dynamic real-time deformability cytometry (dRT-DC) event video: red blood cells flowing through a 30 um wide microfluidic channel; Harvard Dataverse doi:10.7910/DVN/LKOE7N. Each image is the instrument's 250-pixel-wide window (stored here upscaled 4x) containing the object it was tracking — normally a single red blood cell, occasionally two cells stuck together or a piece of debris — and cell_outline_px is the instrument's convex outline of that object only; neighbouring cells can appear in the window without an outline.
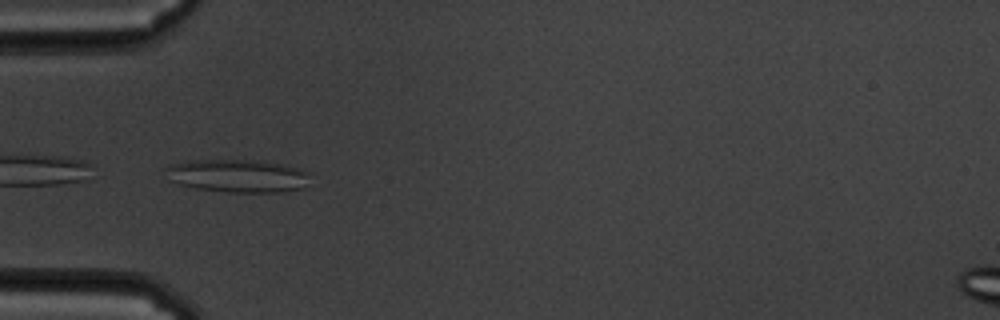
{"species": "common noctule bat (a hibernating species)", "species_latin": "Nyctalus noctula", "temperature_condition": "cold", "stored_images_in_passage": 56, "camera_frame_rate_fps": 3000, "um_per_image_px": 0.085, "animal": {"sex": "male", "body_mass_g": 19.5, "forearm_length_mm": 54.6}, "frame": {"image": 1, "passage_image": 17, "time_ms": 5.333, "image_size_px": [1000, 320], "cell_outline_px": [[312, 172], [304, 188], [284, 192], [224, 192], [196, 188], [180, 184], [168, 180], [164, 168], [168, 164], [188, 160], [252, 160], [284, 164], [300, 168]], "centroid_in_image_um": [20.21, 14.94], "position_along_channel_um": 64.8, "area_um2": 28.26}, "authors_computed_cell_mechanics": {"area_um2": 27.0215, "velocity_mm_per_s": 3.3857, "shape_relaxation_time_tau1_ms": null, "shape_relaxation_time_tau2_ms": 7.3464, "deformation_change_tau1": null, "deformation_change_tau2": 0.1957}}